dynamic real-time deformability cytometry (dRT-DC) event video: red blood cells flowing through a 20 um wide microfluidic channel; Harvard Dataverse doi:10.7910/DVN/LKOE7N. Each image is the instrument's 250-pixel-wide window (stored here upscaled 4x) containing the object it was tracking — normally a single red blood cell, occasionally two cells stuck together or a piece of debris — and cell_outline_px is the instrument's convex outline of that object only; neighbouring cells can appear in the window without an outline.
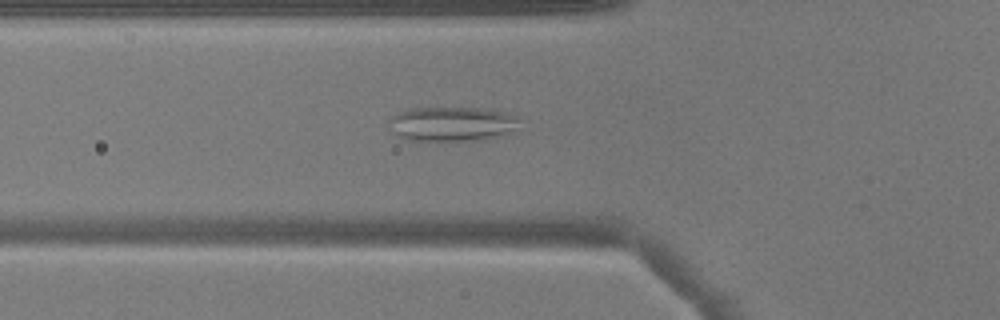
{"species": "common noctule bat (a hibernating species)", "species_latin": "Nyctalus noctula", "temperature_condition": "warm", "stored_images_in_passage": 49, "camera_frame_rate_fps": 3000, "um_per_image_px": 0.085, "animal": {"sex": "male", "body_mass_g": 17.9}, "frame": {"image": 1, "passage_image": 17, "time_ms": 5.333, "image_size_px": [1000, 320], "cell_outline_px": [[520, 120], [516, 132], [504, 136], [488, 140], [408, 140], [400, 136], [396, 132], [392, 120], [392, 116], [400, 112], [412, 108], [480, 108], [508, 112], [516, 116]], "centroid_in_image_um": [38.61, 10.54], "position_along_channel_um": 87.2, "area_um2": 26.18}}
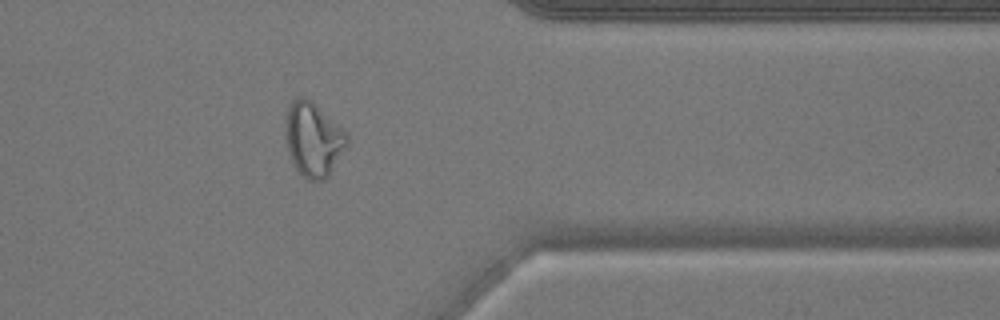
{"frame": {"image": 2, "passage_image": 40, "time_ms": 13.0, "image_size_px": [1000, 320], "cell_outline_px": [[348, 144], [328, 176], [324, 180], [308, 180], [296, 168], [292, 160], [288, 148], [288, 108], [292, 100], [296, 96], [304, 96], [312, 100], [348, 132]], "centroid_in_image_um": [26.7, 11.81], "position_along_channel_um": 384.7, "area_um2": 26.13}}
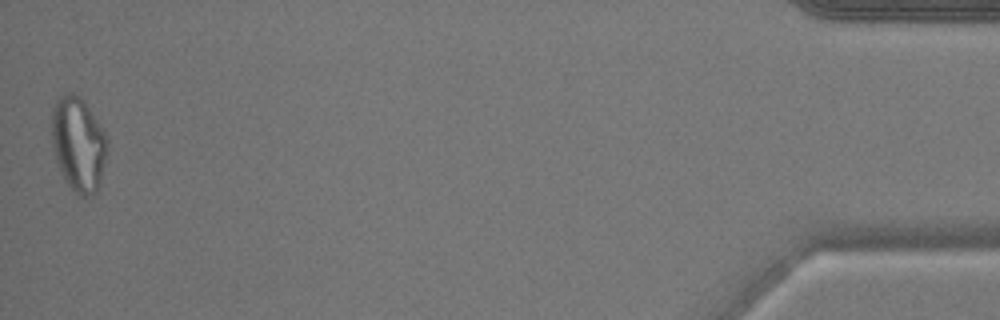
{"frame": {"image": 3, "passage_image": 49, "time_ms": 16.0, "image_size_px": [1000, 320], "cell_outline_px": [[108, 144], [100, 184], [96, 192], [92, 196], [80, 196], [68, 184], [56, 160], [52, 144], [52, 112], [56, 100], [60, 96], [68, 92], [72, 92], [80, 96], [104, 128], [108, 140]], "centroid_in_image_um": [6.68, 12.22], "position_along_channel_um": 428.5, "area_um2": 30.58}}